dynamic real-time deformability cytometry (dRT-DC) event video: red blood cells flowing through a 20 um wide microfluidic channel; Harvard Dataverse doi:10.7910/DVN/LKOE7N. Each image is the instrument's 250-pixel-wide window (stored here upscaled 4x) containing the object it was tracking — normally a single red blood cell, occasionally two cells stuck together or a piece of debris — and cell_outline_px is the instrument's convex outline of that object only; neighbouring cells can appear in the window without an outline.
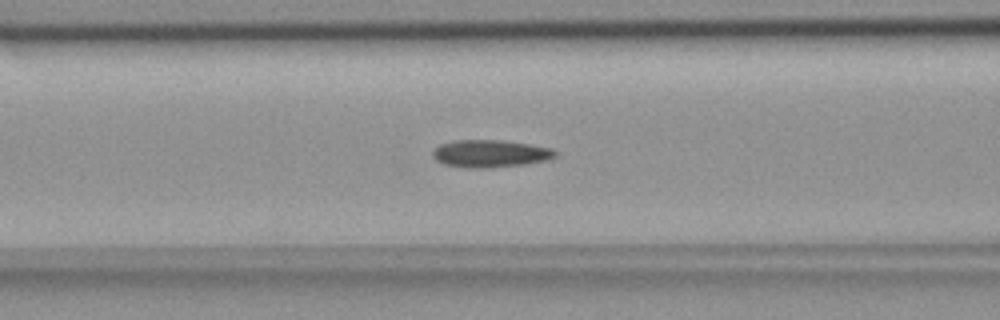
{"species": "common noctule bat (a hibernating species)", "species_latin": "Nyctalus noctula", "temperature_condition": "room temperature", "stored_images_in_passage": 41, "camera_frame_rate_fps": 3000, "um_per_image_px": 0.085, "animal": {"sex": "female", "body_mass_g": 18.4}, "frame": {"image": 1, "passage_image": 9, "time_ms": 2.667, "image_size_px": [1000, 320], "cell_outline_px": [[552, 152], [548, 156], [532, 160], [500, 164], [456, 164], [444, 160], [436, 156], [436, 152], [440, 148], [452, 144], [516, 144], [540, 148]], "centroid_in_image_um": [41.64, 13.06], "position_along_channel_um": 125.0, "area_um2": 13.58}}
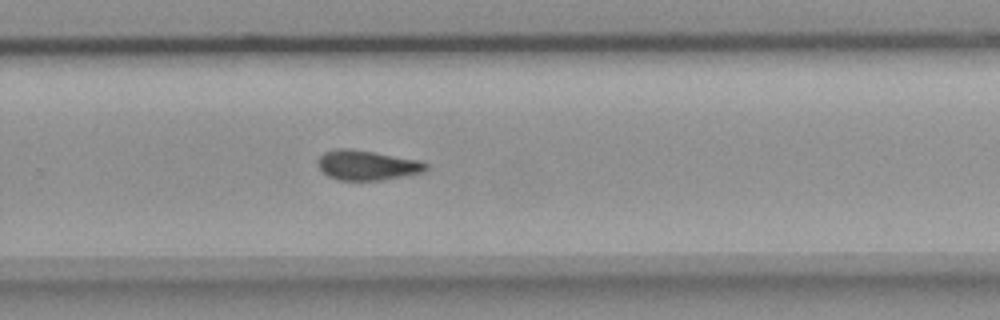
{"frame": {"image": 2, "passage_image": 23, "time_ms": 7.333, "image_size_px": [1000, 320], "cell_outline_px": [[424, 168], [408, 172], [384, 176], [336, 176], [328, 172], [320, 164], [320, 160], [324, 156], [332, 152], [364, 152], [424, 164]], "centroid_in_image_um": [31.1, 14.0], "position_along_channel_um": 298.7, "area_um2": 13.53}}
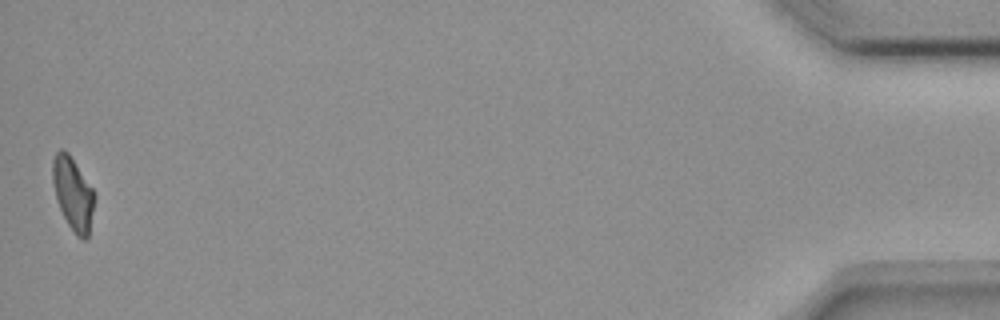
{"frame": {"image": 3, "passage_image": 41, "time_ms": 13.333, "image_size_px": [1000, 320], "cell_outline_px": [[92, 208], [88, 236], [80, 236], [72, 228], [60, 204], [56, 192], [56, 156], [60, 152], [64, 152], [72, 160], [92, 188]], "centroid_in_image_um": [6.27, 16.52], "position_along_channel_um": 428.9, "area_um2": 14.91}}